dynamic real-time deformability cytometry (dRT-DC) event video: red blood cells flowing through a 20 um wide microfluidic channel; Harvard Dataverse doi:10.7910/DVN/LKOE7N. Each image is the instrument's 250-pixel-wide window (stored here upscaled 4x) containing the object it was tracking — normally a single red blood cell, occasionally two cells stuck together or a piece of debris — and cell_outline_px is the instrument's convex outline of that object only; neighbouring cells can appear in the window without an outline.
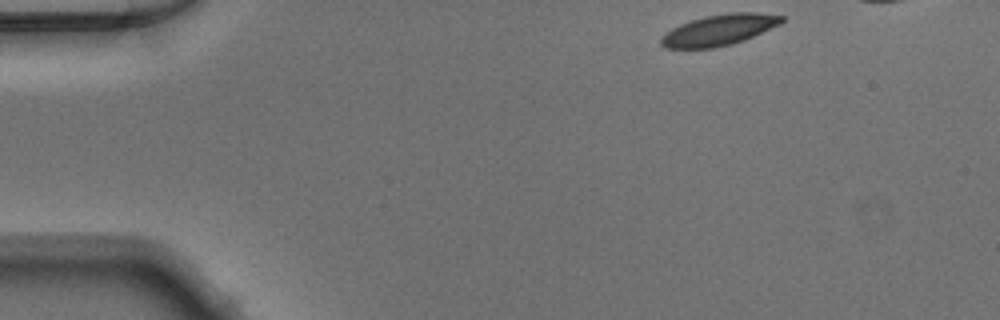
{"species": "Egyptian fruit bat (a non-hibernating species)", "species_latin": "Rousettus aegyptiacus", "temperature_condition": "warm", "stored_images_in_passage": 39, "camera_frame_rate_fps": 3000, "um_per_image_px": 0.085, "animal": {"sex": "male"}, "frame": {"image": 1, "passage_image": 1, "time_ms": 0.0, "image_size_px": [1000, 320], "cell_outline_px": [[784, 20], [780, 24], [744, 40], [732, 44], [712, 48], [668, 48], [660, 44], [660, 40], [672, 28], [680, 24], [704, 16], [732, 12], [756, 12], [784, 16]], "centroid_in_image_um": [61.15, 2.54], "position_along_channel_um": 23.8, "area_um2": 21.5}}
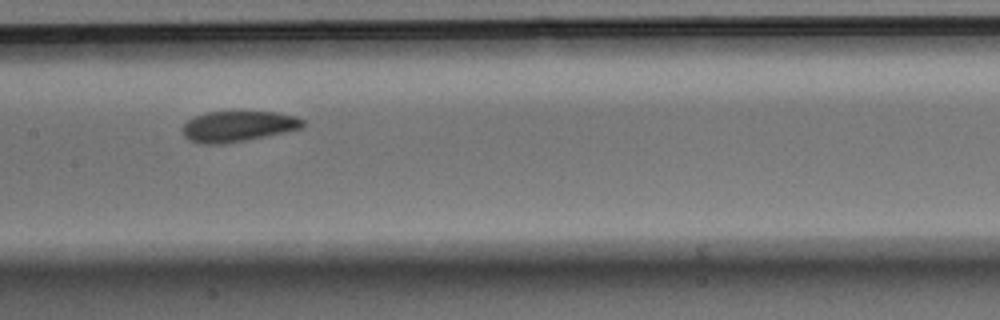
{"frame": {"image": 2, "passage_image": 19, "time_ms": 6.0, "image_size_px": [1000, 320], "cell_outline_px": [[304, 124], [300, 128], [284, 132], [228, 144], [200, 144], [188, 140], [184, 136], [180, 128], [192, 116], [208, 112], [240, 108], [276, 112], [296, 116], [304, 120]], "centroid_in_image_um": [20.18, 10.69], "position_along_channel_um": 187.2, "area_um2": 22.66}}
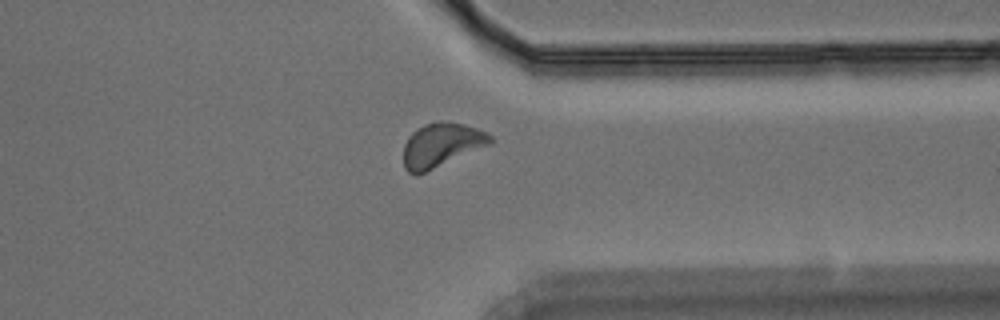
{"frame": {"image": 3, "passage_image": 33, "time_ms": 10.667, "image_size_px": [1000, 320], "cell_outline_px": [[492, 144], [416, 176], [408, 172], [404, 168], [404, 144], [408, 136], [416, 128], [424, 124], [436, 120], [440, 120], [464, 124], [488, 132], [492, 136]], "centroid_in_image_um": [37.51, 12.32], "position_along_channel_um": 373.9, "area_um2": 22.6}}